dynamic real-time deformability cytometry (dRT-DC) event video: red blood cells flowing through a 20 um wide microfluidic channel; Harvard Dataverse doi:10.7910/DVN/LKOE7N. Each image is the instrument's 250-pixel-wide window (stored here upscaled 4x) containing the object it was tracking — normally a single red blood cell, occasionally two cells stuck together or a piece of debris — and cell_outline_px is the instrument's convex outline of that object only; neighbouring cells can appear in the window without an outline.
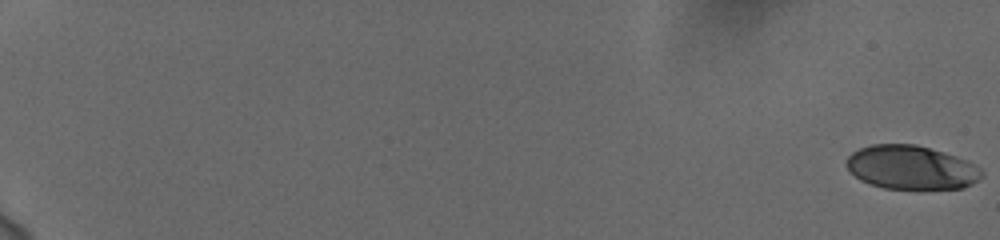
{"species": "human", "species_latin": "Homo sapiens", "temperature_condition": "cold", "stored_images_in_passage": 59, "camera_frame_rate_fps": 3000, "um_per_image_px": 0.085, "donor": {"sex": "female"}, "frame": {"image": 1, "passage_image": 1, "time_ms": 0.0, "image_size_px": [1000, 240], "cell_outline_px": [[984, 176], [972, 184], [964, 188], [920, 192], [884, 188], [868, 184], [860, 180], [848, 172], [844, 164], [848, 156], [852, 152], [860, 148], [872, 144], [916, 144], [944, 152], [956, 156], [980, 168], [984, 172]], "centroid_in_image_um": [77.44, 14.29], "position_along_channel_um": 7.6, "area_um2": 35.84}}
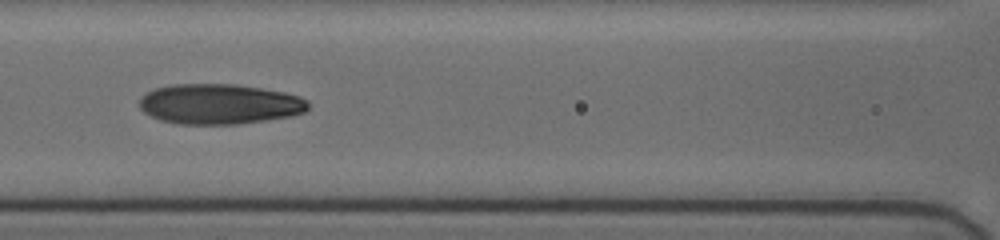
{"frame": {"image": 2, "passage_image": 31, "time_ms": 10.0, "image_size_px": [1000, 240], "cell_outline_px": [[308, 108], [304, 112], [292, 116], [268, 120], [236, 124], [176, 124], [160, 120], [144, 112], [140, 108], [140, 96], [156, 88], [172, 84], [236, 84], [284, 92], [300, 96], [308, 100]], "centroid_in_image_um": [18.66, 8.84], "position_along_channel_um": 147.9, "area_um2": 39.71}}
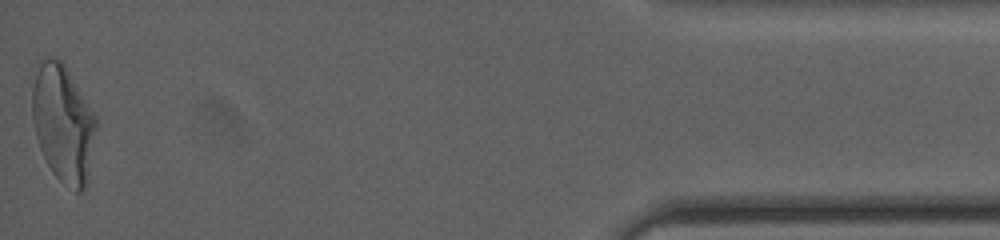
{"frame": {"image": 3, "passage_image": 59, "time_ms": 19.333, "image_size_px": [1000, 240], "cell_outline_px": [[96, 124], [88, 184], [80, 192], [76, 192], [60, 180], [52, 172], [40, 148], [36, 136], [32, 120], [32, 88], [36, 60], [60, 60], [64, 64], [96, 116]], "centroid_in_image_um": [5.35, 10.5], "position_along_channel_um": 429.9, "area_um2": 43.52}, "authors_computed_cell_mechanics": {"area_um2": 38.0902, "velocity_mm_per_s": 3.7476, "shape_relaxation_time_tau1_ms": 7.3568, "shape_relaxation_time_tau2_ms": 1.5856, "deformation_change_tau1": 0.223, "deformation_change_tau2": 0.0851}}